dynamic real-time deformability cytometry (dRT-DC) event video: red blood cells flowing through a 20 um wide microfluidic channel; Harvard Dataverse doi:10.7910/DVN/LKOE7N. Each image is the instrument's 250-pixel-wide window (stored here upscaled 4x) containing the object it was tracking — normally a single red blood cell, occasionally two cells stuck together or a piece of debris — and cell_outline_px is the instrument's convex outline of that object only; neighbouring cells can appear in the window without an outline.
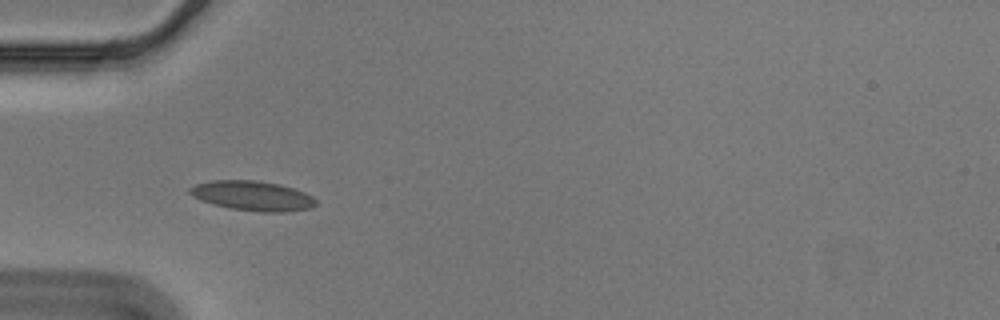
{"species": "Egyptian fruit bat (a non-hibernating species)", "species_latin": "Rousettus aegyptiacus", "temperature_condition": "cold", "stored_images_in_passage": 35, "camera_frame_rate_fps": 3000, "um_per_image_px": 0.085, "animal": {"sex": "male"}, "frame": {"image": 1, "passage_image": 1, "time_ms": 0.0, "image_size_px": [1000, 320], "cell_outline_px": [[316, 204], [312, 208], [284, 212], [260, 212], [228, 208], [212, 204], [200, 200], [192, 196], [188, 192], [188, 188], [196, 184], [212, 180], [252, 180], [280, 184], [304, 192], [312, 196], [316, 200]], "centroid_in_image_um": [21.44, 16.65], "position_along_channel_um": 63.6, "area_um2": 21.96}}
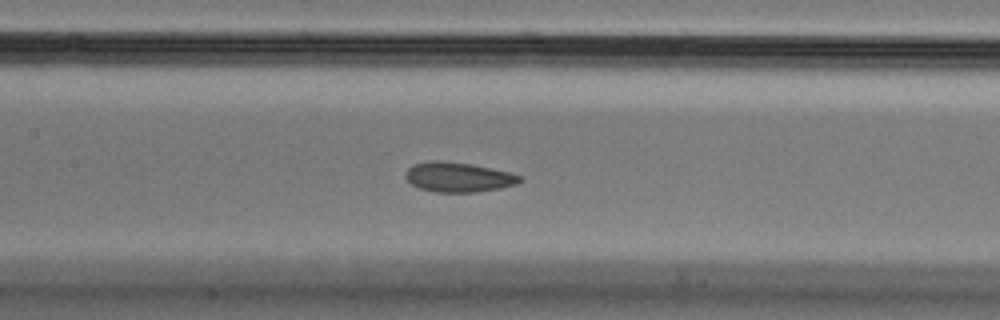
{"frame": {"image": 2, "passage_image": 10, "time_ms": 3.0, "image_size_px": [1000, 320], "cell_outline_px": [[524, 180], [516, 184], [500, 188], [476, 192], [436, 192], [420, 188], [412, 184], [404, 176], [408, 168], [412, 164], [428, 160], [440, 160], [472, 164], [508, 172], [520, 176]], "centroid_in_image_um": [38.93, 15.04], "position_along_channel_um": 168.5, "area_um2": 19.83}}
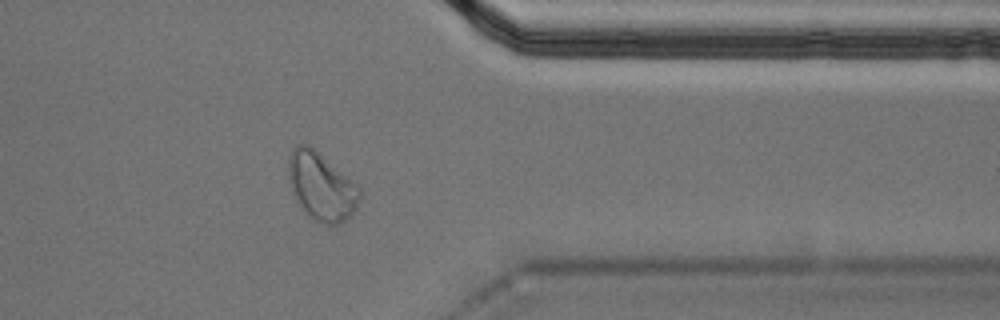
{"frame": {"image": 3, "passage_image": 29, "time_ms": 9.333, "image_size_px": [1000, 320], "cell_outline_px": [[364, 192], [352, 216], [336, 224], [324, 224], [312, 220], [308, 216], [300, 204], [288, 180], [288, 160], [292, 148], [296, 144], [308, 144], [352, 180]], "centroid_in_image_um": [27.34, 15.85], "position_along_channel_um": 384.1, "area_um2": 28.09}, "authors_computed_cell_mechanics": {"area_um2": 20.1722, "velocity_mm_per_s": 3.5429, "shape_relaxation_time_tau1_ms": 9.6586, "shape_relaxation_time_tau2_ms": 1.5878, "deformation_change_tau1": 0.1716, "deformation_change_tau2": 0.0516}}